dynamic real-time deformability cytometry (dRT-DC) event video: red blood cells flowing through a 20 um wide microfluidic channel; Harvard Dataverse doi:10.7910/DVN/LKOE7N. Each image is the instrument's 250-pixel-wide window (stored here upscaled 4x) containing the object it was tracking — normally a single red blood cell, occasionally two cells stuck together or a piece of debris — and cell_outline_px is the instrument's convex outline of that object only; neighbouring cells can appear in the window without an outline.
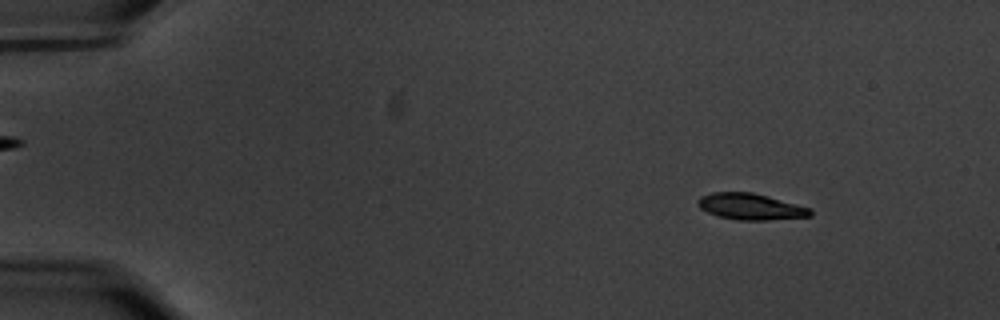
{"species": "common noctule bat (a hibernating species)", "species_latin": "Nyctalus noctula", "temperature_condition": "warm", "stored_images_in_passage": 59, "camera_frame_rate_fps": 3000, "um_per_image_px": 0.085, "animal": {"sex": "male", "body_mass_g": 20.1, "forearm_length_mm": 53.5}, "frame": {"image": 1, "passage_image": 8, "time_ms": 2.333, "image_size_px": [1000, 320], "cell_outline_px": [[812, 216], [768, 220], [740, 220], [720, 216], [708, 212], [700, 208], [696, 204], [696, 200], [700, 196], [712, 192], [752, 192], [768, 196], [812, 208]], "centroid_in_image_um": [63.8, 17.55], "position_along_channel_um": 21.2, "area_um2": 17.28}}
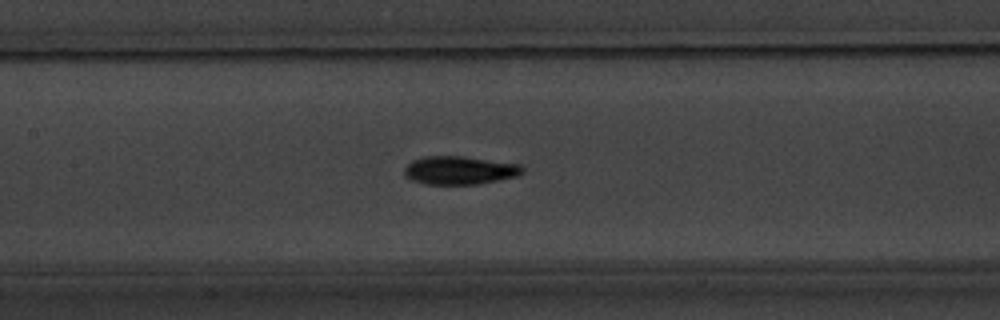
{"frame": {"image": 2, "passage_image": 29, "time_ms": 9.333, "image_size_px": [1000, 320], "cell_outline_px": [[524, 172], [520, 176], [480, 184], [424, 184], [412, 180], [404, 176], [404, 168], [412, 160], [424, 156], [464, 156], [520, 164], [524, 168]], "centroid_in_image_um": [39.09, 14.48], "position_along_channel_um": 168.3, "area_um2": 19.77}}
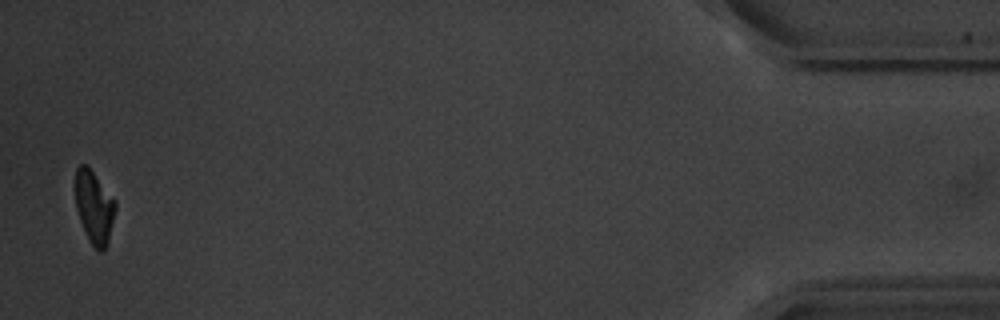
{"frame": {"image": 3, "passage_image": 58, "time_ms": 19.0, "image_size_px": [1000, 320], "cell_outline_px": [[116, 208], [108, 240], [104, 252], [100, 252], [88, 240], [80, 220], [76, 208], [76, 168], [80, 164], [88, 164], [116, 200]], "centroid_in_image_um": [8.02, 17.56], "position_along_channel_um": 427.2, "area_um2": 17.05}, "authors_computed_cell_mechanics": {"area_um2": 18.3226, "velocity_mm_per_s": 3.5145, "shape_relaxation_time_tau1_ms": 3.0344, "shape_relaxation_time_tau2_ms": 3.4539, "deformation_change_tau1": 0.1582, "deformation_change_tau2": 0.0756}}